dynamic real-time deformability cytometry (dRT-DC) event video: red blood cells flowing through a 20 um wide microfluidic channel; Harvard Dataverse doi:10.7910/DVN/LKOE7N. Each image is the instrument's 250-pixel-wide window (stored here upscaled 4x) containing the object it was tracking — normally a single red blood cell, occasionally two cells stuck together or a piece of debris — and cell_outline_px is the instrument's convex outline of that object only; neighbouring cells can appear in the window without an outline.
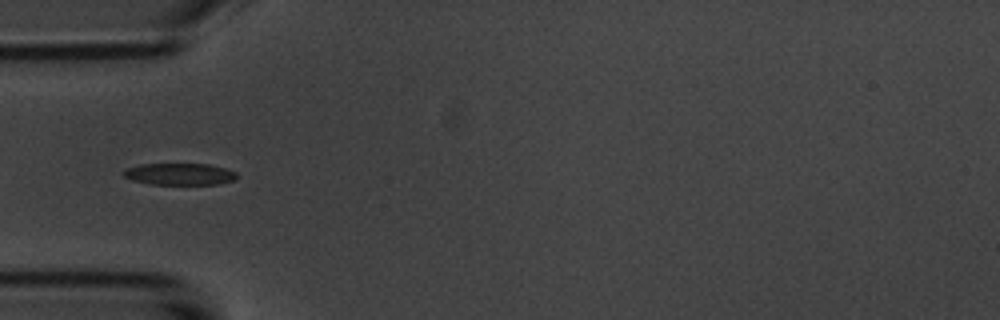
{"species": "common noctule bat (a hibernating species)", "species_latin": "Nyctalus noctula", "temperature_condition": "room temperature", "stored_images_in_passage": 11, "camera_frame_rate_fps": 3000, "um_per_image_px": 0.085, "animal": {"sex": "male", "body_mass_g": 20.1, "forearm_length_mm": 53.5}, "frame": {"image": 1, "passage_image": 7, "time_ms": 8.0, "image_size_px": [1000, 320], "cell_outline_px": [[236, 180], [216, 184], [148, 184], [132, 180], [124, 176], [120, 172], [124, 168], [140, 164], [208, 164], [224, 168], [236, 172]], "centroid_in_image_um": [15.2, 14.79], "position_along_channel_um": 69.8, "area_um2": 14.45}}
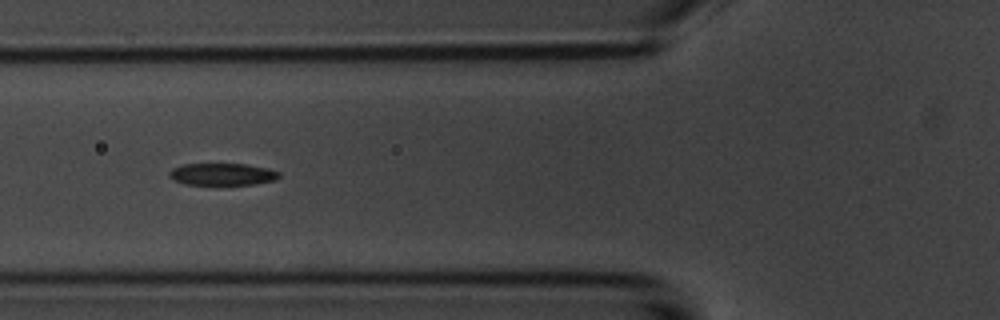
{"frame": {"image": 2, "passage_image": 8, "time_ms": 9.0, "image_size_px": [1000, 320], "cell_outline_px": [[280, 176], [276, 180], [256, 184], [184, 184], [172, 180], [168, 176], [168, 172], [172, 168], [180, 164], [248, 164], [268, 168], [280, 172]], "centroid_in_image_um": [18.88, 14.8], "position_along_channel_um": 106.9, "area_um2": 14.28}}
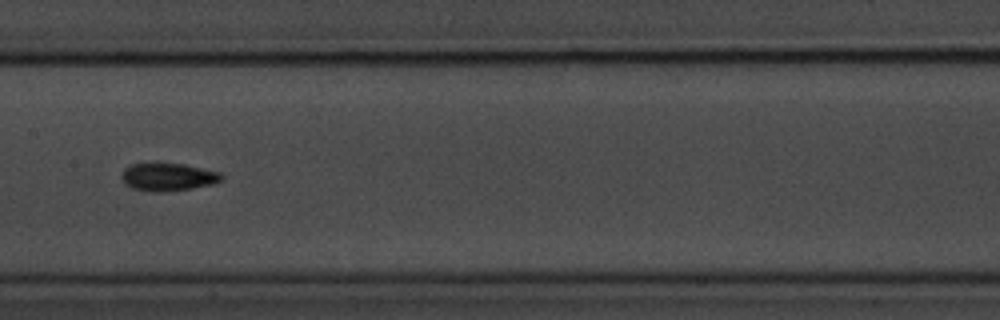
{"frame": {"image": 3, "passage_image": 10, "time_ms": 11.333, "image_size_px": [1000, 320], "cell_outline_px": [[224, 176], [220, 180], [212, 184], [192, 188], [164, 192], [152, 192], [132, 188], [124, 184], [120, 176], [124, 168], [128, 164], [184, 164], [220, 172]], "centroid_in_image_um": [14.24, 15.05], "position_along_channel_um": 193.2, "area_um2": 16.18}}